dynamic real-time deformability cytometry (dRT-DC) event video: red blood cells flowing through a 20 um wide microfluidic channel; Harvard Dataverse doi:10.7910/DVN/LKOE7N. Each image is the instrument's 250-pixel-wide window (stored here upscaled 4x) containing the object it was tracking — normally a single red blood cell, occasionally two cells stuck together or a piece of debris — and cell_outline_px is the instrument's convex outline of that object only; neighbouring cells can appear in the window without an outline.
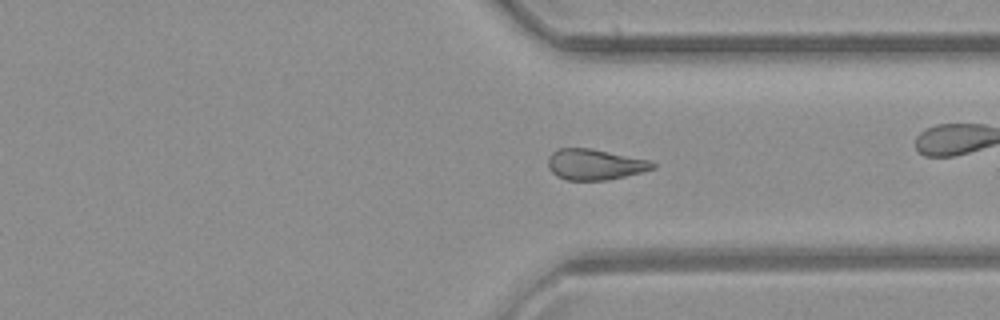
{"species": "common noctule bat (a hibernating species)", "species_latin": "Nyctalus noctula", "temperature_condition": "room temperature", "stored_images_in_passage": 48, "camera_frame_rate_fps": 3000, "um_per_image_px": 0.085, "animal": {"sex": "female", "body_mass_g": 21.9}, "frame": {"image": 1, "passage_image": 35, "time_ms": 11.333, "image_size_px": [1000, 320], "cell_outline_px": [[656, 168], [608, 180], [564, 180], [556, 176], [548, 168], [548, 156], [556, 148], [592, 148], [652, 160], [656, 164]], "centroid_in_image_um": [50.56, 13.97], "position_along_channel_um": 360.8, "area_um2": 19.07}, "authors_computed_cell_mechanics": {"area_um2": 19.7965, "velocity_mm_per_s": 4.4441, "shape_relaxation_time_tau1_ms": null, "shape_relaxation_time_tau2_ms": 5.9446, "deformation_change_tau1": null, "deformation_change_tau2": 0.1494}}